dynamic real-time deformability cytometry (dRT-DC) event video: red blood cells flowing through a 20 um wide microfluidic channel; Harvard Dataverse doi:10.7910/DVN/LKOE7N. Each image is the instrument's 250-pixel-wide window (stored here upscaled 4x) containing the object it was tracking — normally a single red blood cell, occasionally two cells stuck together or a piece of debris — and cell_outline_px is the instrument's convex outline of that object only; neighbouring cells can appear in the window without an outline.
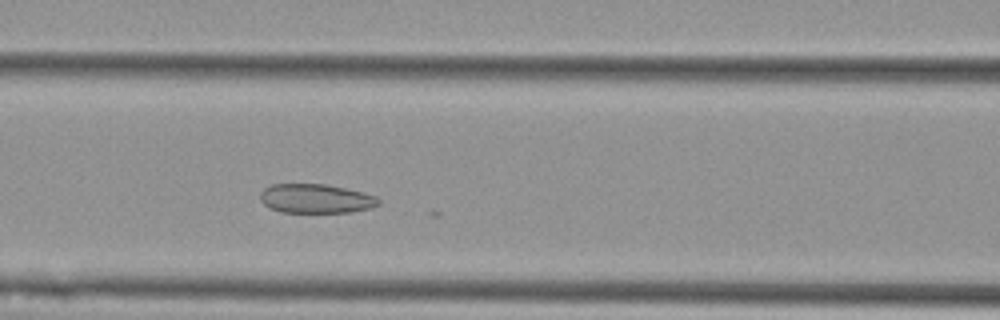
{"species": "Egyptian fruit bat (a non-hibernating species)", "species_latin": "Rousettus aegyptiacus", "temperature_condition": "cold", "stored_images_in_passage": 16, "camera_frame_rate_fps": 3000, "um_per_image_px": 0.085, "animal": {"sex": "female"}, "frame": {"image": 1, "passage_image": 15, "time_ms": 4.667, "image_size_px": [1000, 320], "cell_outline_px": [[380, 204], [372, 208], [352, 212], [280, 212], [264, 204], [260, 200], [260, 192], [264, 188], [272, 184], [324, 184], [364, 192], [376, 196], [380, 200]], "centroid_in_image_um": [26.87, 16.88], "position_along_channel_um": 139.7, "area_um2": 20.17}}